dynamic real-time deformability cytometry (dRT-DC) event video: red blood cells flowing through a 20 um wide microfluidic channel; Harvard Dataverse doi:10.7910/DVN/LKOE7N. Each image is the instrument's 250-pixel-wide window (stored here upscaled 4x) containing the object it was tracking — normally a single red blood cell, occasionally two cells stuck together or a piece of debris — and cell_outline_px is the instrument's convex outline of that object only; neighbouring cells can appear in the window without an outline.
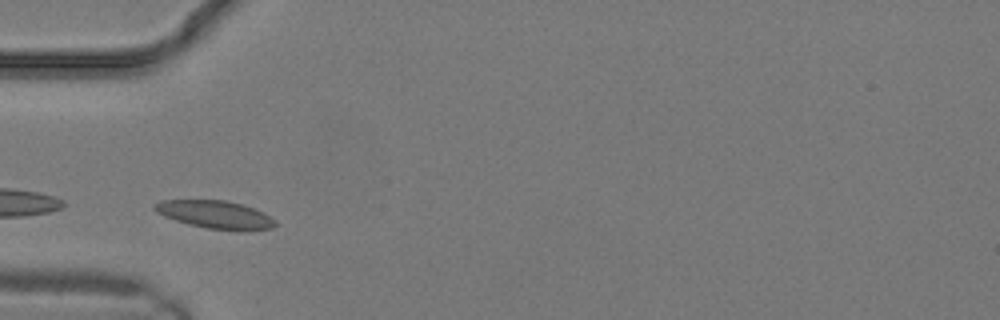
{"species": "common noctule bat (a hibernating species)", "species_latin": "Nyctalus noctula", "temperature_condition": "warm", "stored_images_in_passage": 9, "camera_frame_rate_fps": 3000, "um_per_image_px": 0.085, "animal": {"sex": "male", "body_mass_g": 19.2, "forearm_length_mm": 51.8}, "frame": {"image": 1, "passage_image": 3, "time_ms": 0.667, "image_size_px": [1000, 320], "cell_outline_px": [[276, 224], [272, 228], [244, 232], [208, 228], [188, 224], [164, 216], [156, 212], [152, 208], [152, 204], [160, 200], [224, 200], [240, 204], [252, 208], [276, 220]], "centroid_in_image_um": [18.27, 18.25], "position_along_channel_um": 66.7, "area_um2": 19.65}}
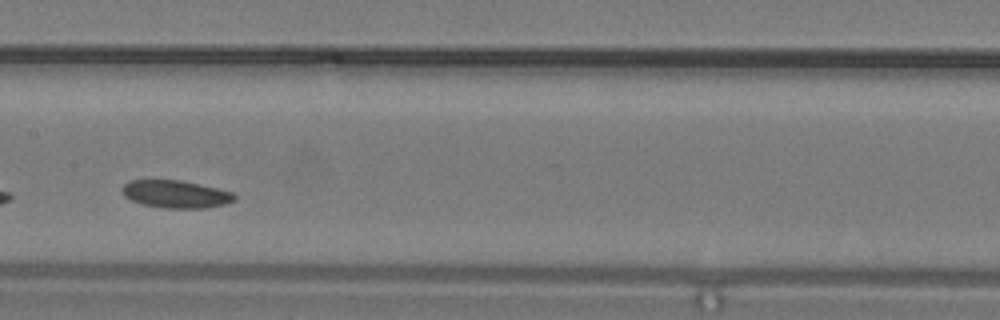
{"frame": {"image": 2, "passage_image": 8, "time_ms": 2.333, "image_size_px": [1000, 320], "cell_outline_px": [[236, 200], [224, 204], [204, 208], [164, 208], [144, 204], [132, 200], [124, 196], [120, 188], [124, 184], [132, 180], [180, 180], [216, 188], [232, 192], [236, 196]], "centroid_in_image_um": [14.93, 16.5], "position_along_channel_um": 192.5, "area_um2": 17.92}}